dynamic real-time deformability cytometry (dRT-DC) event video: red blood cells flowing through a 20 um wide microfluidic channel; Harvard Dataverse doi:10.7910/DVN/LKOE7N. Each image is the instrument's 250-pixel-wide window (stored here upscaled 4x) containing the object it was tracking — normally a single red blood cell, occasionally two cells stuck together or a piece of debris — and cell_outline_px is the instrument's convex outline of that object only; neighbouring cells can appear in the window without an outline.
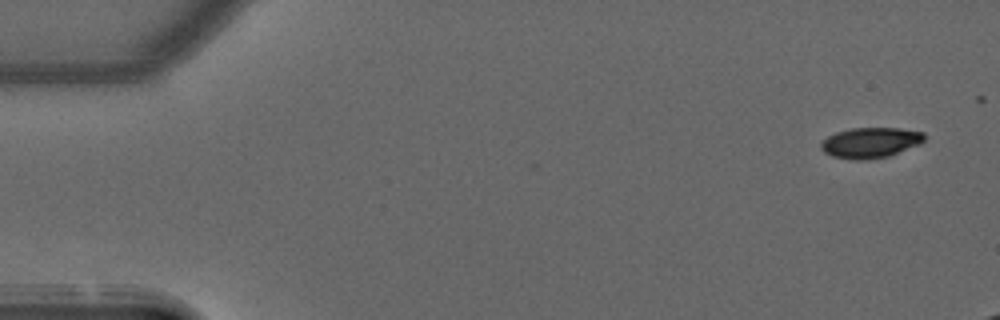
{"species": "common noctule bat (a hibernating species)", "species_latin": "Nyctalus noctula", "temperature_condition": "warm", "stored_images_in_passage": 7, "camera_frame_rate_fps": 3000, "um_per_image_px": 0.085, "animal": {"sex": "male", "forearm_length_mm": 52.5}, "frame": {"image": 1, "passage_image": 1, "time_ms": 0.0, "image_size_px": [1000, 320], "cell_outline_px": [[924, 140], [920, 144], [888, 156], [868, 160], [856, 160], [832, 156], [824, 152], [820, 148], [820, 144], [828, 136], [836, 132], [852, 128], [900, 128], [924, 132]], "centroid_in_image_um": [73.98, 12.12], "position_along_channel_um": 11.0, "area_um2": 18.32}}